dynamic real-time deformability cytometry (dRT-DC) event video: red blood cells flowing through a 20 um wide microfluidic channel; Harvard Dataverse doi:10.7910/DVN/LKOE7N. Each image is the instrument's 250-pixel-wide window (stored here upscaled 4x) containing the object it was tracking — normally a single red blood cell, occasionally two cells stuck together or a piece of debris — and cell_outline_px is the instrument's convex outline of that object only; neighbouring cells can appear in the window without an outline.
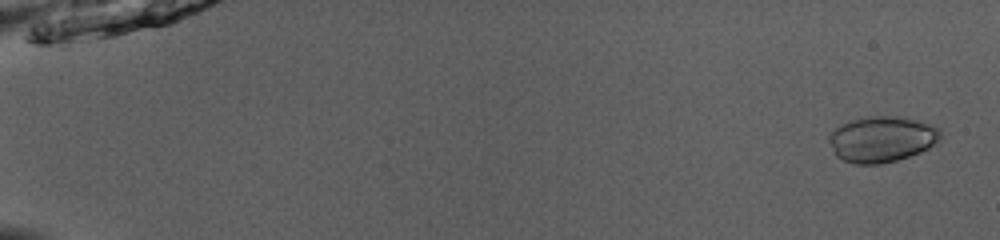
{"species": "common noctule bat (a hibernating species)", "species_latin": "Nyctalus noctula", "temperature_condition": "room temperature", "stored_images_in_passage": 53, "camera_frame_rate_fps": 3000, "um_per_image_px": 0.085, "animal": {"sex": "male", "body_mass_g": 13.0, "forearm_length_mm": 53.1}, "frame": {"image": 1, "passage_image": 3, "time_ms": 0.667, "image_size_px": [1000, 240], "cell_outline_px": [[940, 140], [936, 144], [920, 152], [896, 160], [880, 164], [856, 164], [844, 160], [836, 156], [828, 140], [828, 136], [840, 124], [852, 120], [868, 116], [896, 116], [920, 120], [940, 128]], "centroid_in_image_um": [74.97, 11.82], "position_along_channel_um": 10.0, "area_um2": 29.82}}
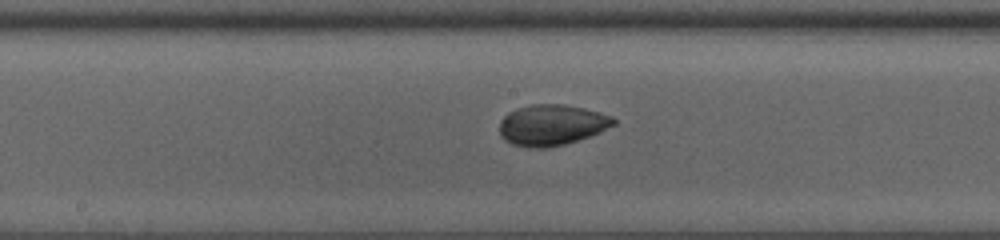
{"frame": {"image": 2, "passage_image": 30, "time_ms": 9.667, "image_size_px": [1000, 240], "cell_outline_px": [[616, 124], [600, 132], [564, 144], [548, 148], [528, 148], [512, 144], [504, 140], [500, 136], [500, 120], [508, 112], [532, 104], [564, 104], [584, 108], [600, 112], [612, 116], [616, 120]], "centroid_in_image_um": [46.89, 10.63], "position_along_channel_um": 201.3, "area_um2": 27.22}}
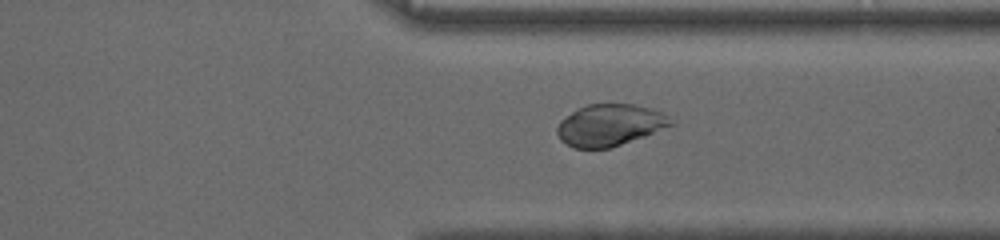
{"frame": {"image": 3, "passage_image": 42, "time_ms": 13.667, "image_size_px": [1000, 240], "cell_outline_px": [[676, 124], [612, 148], [572, 148], [560, 140], [556, 132], [556, 128], [560, 120], [572, 112], [588, 104], [632, 104], [648, 108], [660, 112], [676, 120]], "centroid_in_image_um": [51.83, 10.65], "position_along_channel_um": 359.6, "area_um2": 27.69}, "authors_computed_cell_mechanics": {"area_um2": 28.9, "velocity_mm_per_s": 3.9699, "shape_relaxation_time_tau1_ms": 1.6932, "shape_relaxation_time_tau2_ms": 0.9277, "deformation_change_tau1": 0.0634, "deformation_change_tau2": 0.0294}}